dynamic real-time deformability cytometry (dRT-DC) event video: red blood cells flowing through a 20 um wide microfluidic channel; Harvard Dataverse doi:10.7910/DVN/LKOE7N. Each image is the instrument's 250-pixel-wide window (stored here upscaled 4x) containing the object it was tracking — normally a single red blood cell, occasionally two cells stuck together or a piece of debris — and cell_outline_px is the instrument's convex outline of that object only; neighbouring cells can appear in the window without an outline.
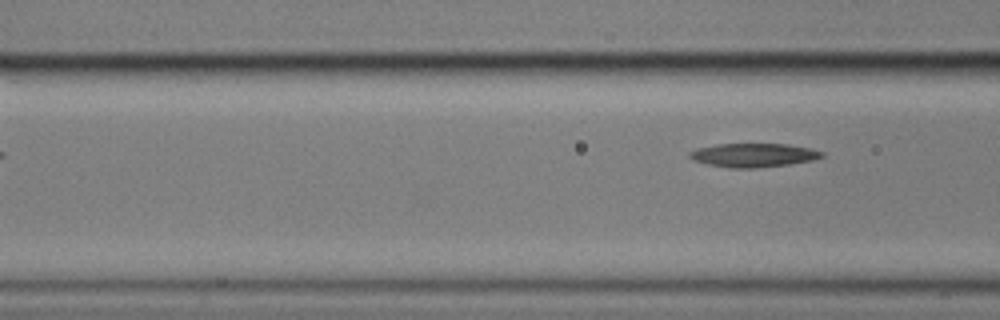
{"species": "common noctule bat (a hibernating species)", "species_latin": "Nyctalus noctula", "temperature_condition": "cold", "stored_images_in_passage": 4, "segment_of_instrument_passage": [2, 2], "camera_frame_rate_fps": 3000, "um_per_image_px": 0.085, "animal": {"sex": "male", "body_mass_g": 17.9}, "frame": {"image": 1, "passage_image": 4, "time_ms": 1.0, "image_size_px": [1000, 320], "cell_outline_px": [[824, 156], [812, 160], [788, 164], [756, 168], [728, 168], [708, 164], [692, 160], [688, 156], [688, 152], [696, 148], [716, 144], [788, 144], [808, 148], [824, 152]], "centroid_in_image_um": [63.99, 13.19], "position_along_channel_um": 102.6, "area_um2": 18.32}}